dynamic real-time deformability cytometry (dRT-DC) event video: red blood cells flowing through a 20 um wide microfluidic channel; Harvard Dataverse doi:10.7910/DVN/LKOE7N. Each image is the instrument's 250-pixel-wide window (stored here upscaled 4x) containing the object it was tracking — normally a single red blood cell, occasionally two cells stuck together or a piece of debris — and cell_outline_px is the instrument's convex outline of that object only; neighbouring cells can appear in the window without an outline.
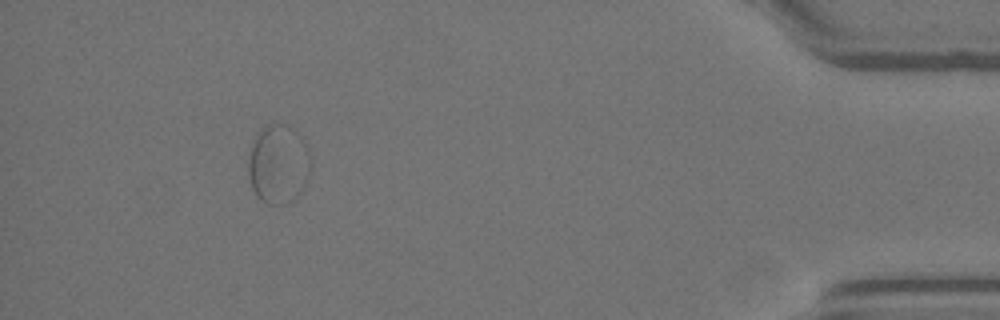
{"species": "Egyptian fruit bat (a non-hibernating species)", "species_latin": "Rousettus aegyptiacus", "temperature_condition": "warm", "stored_images_in_passage": 52, "segment_of_instrument_passage": [2, 2], "camera_frame_rate_fps": 3000, "um_per_image_px": 0.085, "animal": {"sex": "female"}, "frame": {"image": 1, "passage_image": 48, "time_ms": 15.667, "image_size_px": [1000, 320], "cell_outline_px": [[312, 164], [308, 180], [300, 192], [292, 200], [284, 204], [268, 204], [260, 200], [256, 196], [252, 188], [248, 176], [248, 160], [252, 144], [256, 132], [268, 124], [284, 124], [292, 128], [304, 136], [312, 156]], "centroid_in_image_um": [23.69, 13.93], "position_along_channel_um": 411.5, "area_um2": 29.54}}